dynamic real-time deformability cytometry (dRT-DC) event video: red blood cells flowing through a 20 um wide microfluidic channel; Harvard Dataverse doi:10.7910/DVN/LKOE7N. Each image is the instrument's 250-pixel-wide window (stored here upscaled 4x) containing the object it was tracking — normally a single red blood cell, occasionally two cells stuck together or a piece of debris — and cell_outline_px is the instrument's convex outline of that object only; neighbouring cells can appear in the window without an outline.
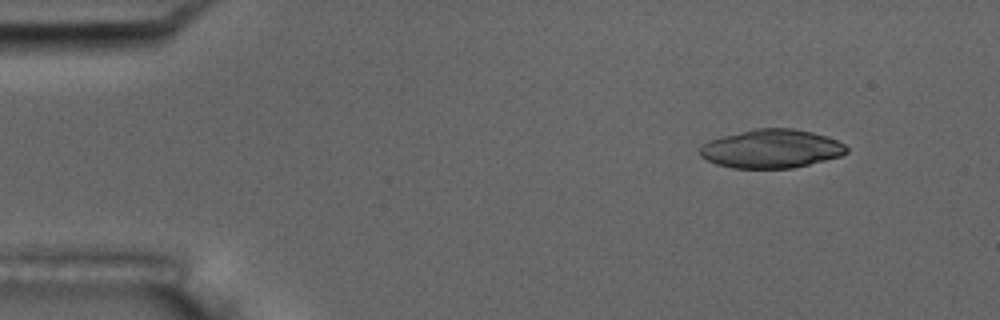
{"species": "common noctule bat (a hibernating species)", "species_latin": "Nyctalus noctula", "temperature_condition": "room temperature", "stored_images_in_passage": 5, "camera_frame_rate_fps": 3000, "um_per_image_px": 0.085, "animal": {"sex": "male", "body_mass_g": 17.5, "forearm_length_mm": 52.3}, "frame": {"image": 1, "passage_image": 2, "time_ms": 1.333, "image_size_px": [1000, 320], "cell_outline_px": [[848, 152], [840, 156], [792, 168], [732, 168], [716, 164], [700, 156], [700, 148], [708, 140], [752, 128], [792, 128], [812, 132], [828, 136], [844, 144], [848, 148]], "centroid_in_image_um": [65.56, 12.63], "position_along_channel_um": 19.4, "area_um2": 33.0}}